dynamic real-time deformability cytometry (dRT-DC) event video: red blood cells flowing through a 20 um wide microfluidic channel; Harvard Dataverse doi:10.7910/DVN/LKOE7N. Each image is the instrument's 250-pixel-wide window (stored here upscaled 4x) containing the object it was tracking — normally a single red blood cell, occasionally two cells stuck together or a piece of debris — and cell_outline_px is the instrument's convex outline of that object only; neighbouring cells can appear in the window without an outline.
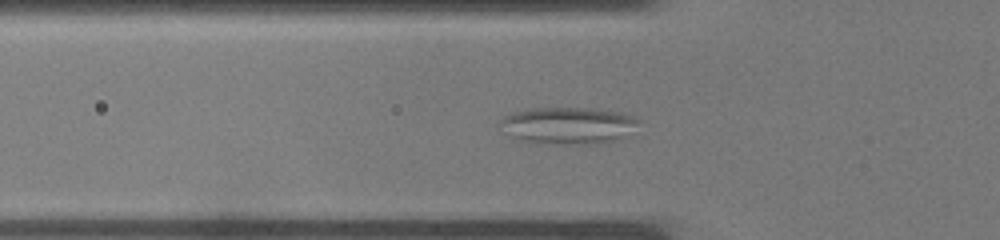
{"species": "common noctule bat (a hibernating species)", "species_latin": "Nyctalus noctula", "temperature_condition": "warm", "stored_images_in_passage": 34, "camera_frame_rate_fps": 3000, "um_per_image_px": 0.085, "animal": {"sex": "male", "body_mass_g": 19.0, "forearm_length_mm": 50.8}, "frame": {"image": 1, "passage_image": 9, "time_ms": 2.667, "image_size_px": [1000, 240], "cell_outline_px": [[640, 120], [620, 136], [612, 140], [600, 144], [552, 144], [520, 140], [500, 132], [496, 124], [504, 116], [512, 112], [528, 108], [596, 108], [620, 112], [632, 116]], "centroid_in_image_um": [48.12, 10.65], "position_along_channel_um": 77.7, "area_um2": 29.82}}
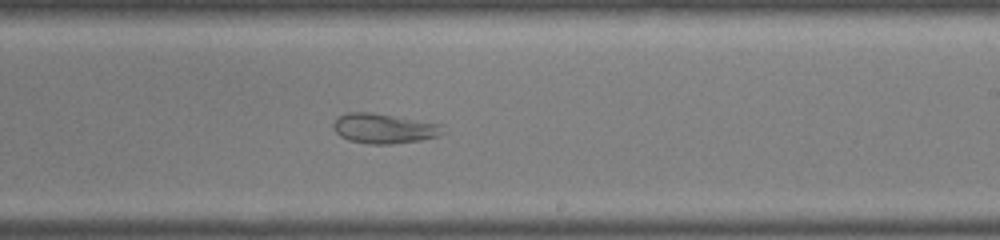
{"frame": {"image": 2, "passage_image": 19, "time_ms": 6.0, "image_size_px": [1000, 240], "cell_outline_px": [[448, 132], [436, 136], [420, 140], [392, 144], [368, 144], [348, 140], [340, 136], [332, 128], [332, 124], [340, 116], [348, 112], [372, 112], [444, 124]], "centroid_in_image_um": [32.69, 10.92], "position_along_channel_um": 256.3, "area_um2": 19.36}}
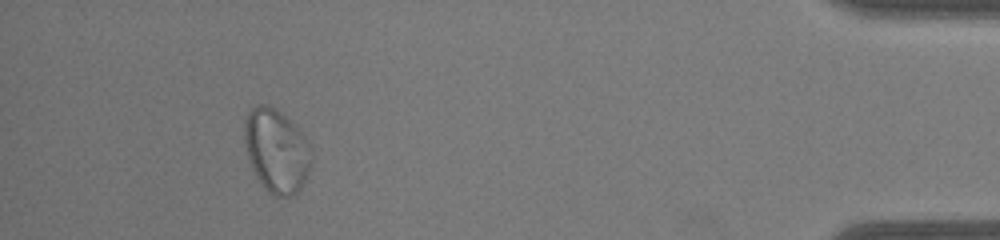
{"frame": {"image": 3, "passage_image": 31, "time_ms": 10.0, "image_size_px": [1000, 240], "cell_outline_px": [[312, 164], [300, 188], [292, 196], [272, 196], [260, 184], [252, 168], [248, 156], [244, 140], [244, 124], [248, 112], [256, 104], [268, 104], [280, 112], [296, 124], [308, 144], [312, 152]], "centroid_in_image_um": [23.49, 12.8], "position_along_channel_um": 411.7, "area_um2": 32.71}}